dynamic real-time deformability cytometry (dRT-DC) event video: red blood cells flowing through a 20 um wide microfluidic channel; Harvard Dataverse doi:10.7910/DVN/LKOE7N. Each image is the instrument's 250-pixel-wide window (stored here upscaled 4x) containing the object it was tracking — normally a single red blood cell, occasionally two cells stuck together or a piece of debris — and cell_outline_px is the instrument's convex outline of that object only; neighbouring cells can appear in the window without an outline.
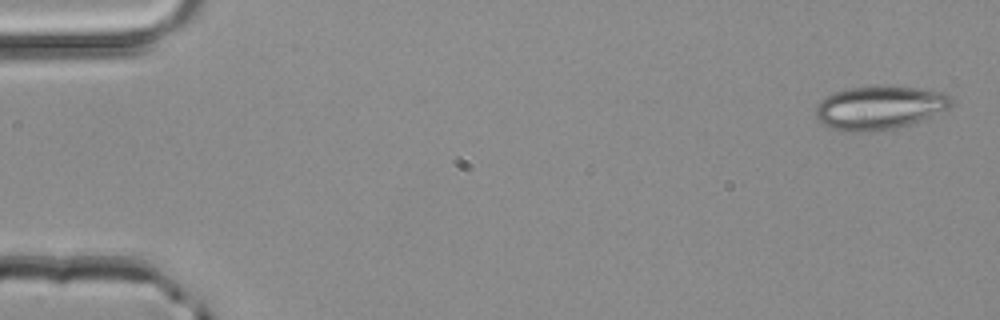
{"species": "common noctule bat (a hibernating species)", "species_latin": "Nyctalus noctula", "temperature_condition": "room temperature", "stored_images_in_passage": 3, "camera_frame_rate_fps": 3000, "um_per_image_px": 0.085, "animal": {"sex": "male", "body_mass_g": 20.4}, "frame": {"image": 1, "passage_image": 1, "time_ms": 0.0, "image_size_px": [1000, 320], "cell_outline_px": [[952, 104], [948, 108], [908, 124], [892, 128], [864, 132], [840, 132], [824, 124], [816, 116], [816, 104], [820, 100], [832, 92], [848, 88], [932, 88], [944, 92], [952, 100]], "centroid_in_image_um": [74.71, 9.16], "position_along_channel_um": 10.3, "area_um2": 33.64}}